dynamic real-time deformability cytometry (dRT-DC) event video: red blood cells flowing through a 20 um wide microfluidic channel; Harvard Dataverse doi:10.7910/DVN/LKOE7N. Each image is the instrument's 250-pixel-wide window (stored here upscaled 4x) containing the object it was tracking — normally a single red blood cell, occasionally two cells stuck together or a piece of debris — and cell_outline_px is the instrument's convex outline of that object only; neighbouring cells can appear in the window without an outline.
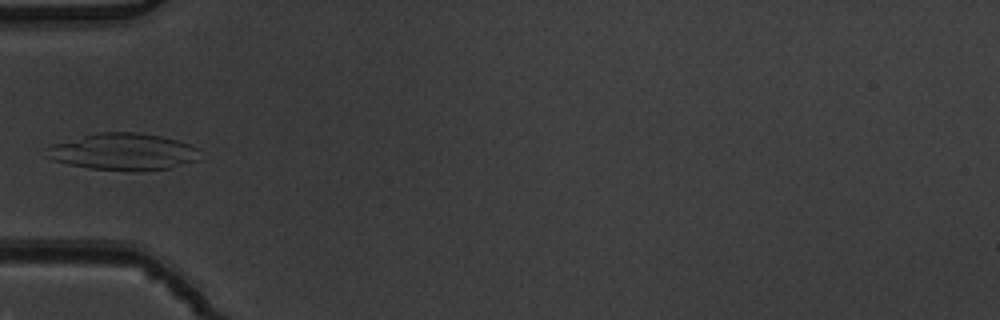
{"species": "common noctule bat (a hibernating species)", "species_latin": "Nyctalus noctula", "temperature_condition": "warm", "stored_images_in_passage": 6, "camera_frame_rate_fps": 3000, "um_per_image_px": 0.085, "animal": {"sex": "male", "body_mass_g": 19.5, "forearm_length_mm": 54.6}, "frame": {"image": 1, "passage_image": 5, "time_ms": 1.333, "image_size_px": [1000, 320], "cell_outline_px": [[204, 160], [168, 168], [88, 168], [68, 164], [52, 160], [48, 156], [44, 148], [52, 144], [96, 132], [136, 132], [160, 136], [176, 140], [188, 144], [196, 148]], "centroid_in_image_um": [10.47, 12.86], "position_along_channel_um": 74.5, "area_um2": 32.14}}